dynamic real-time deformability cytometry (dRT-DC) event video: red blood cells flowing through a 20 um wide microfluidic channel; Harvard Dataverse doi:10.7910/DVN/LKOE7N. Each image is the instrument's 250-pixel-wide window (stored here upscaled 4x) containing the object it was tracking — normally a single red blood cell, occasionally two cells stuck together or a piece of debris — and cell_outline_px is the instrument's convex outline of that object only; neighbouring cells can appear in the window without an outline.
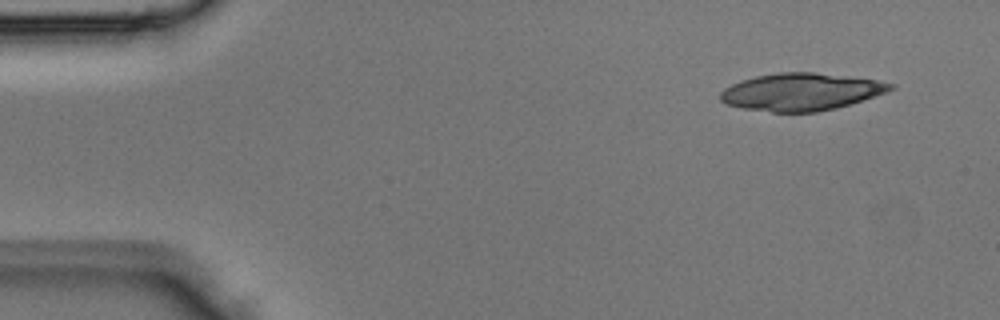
{"species": "Egyptian fruit bat (a non-hibernating species)", "species_latin": "Rousettus aegyptiacus", "temperature_condition": "room temperature", "stored_images_in_passage": 3, "camera_frame_rate_fps": 3000, "um_per_image_px": 0.085, "animal": {"sex": "male"}, "frame": {"image": 1, "passage_image": 1, "time_ms": 0.0, "image_size_px": [1000, 320], "cell_outline_px": [[896, 88], [836, 108], [816, 112], [772, 112], [744, 108], [728, 104], [720, 100], [720, 92], [724, 88], [740, 80], [756, 76], [780, 72], [812, 72], [880, 80], [896, 84]], "centroid_in_image_um": [68.08, 7.8], "position_along_channel_um": 16.9, "area_um2": 36.76}}